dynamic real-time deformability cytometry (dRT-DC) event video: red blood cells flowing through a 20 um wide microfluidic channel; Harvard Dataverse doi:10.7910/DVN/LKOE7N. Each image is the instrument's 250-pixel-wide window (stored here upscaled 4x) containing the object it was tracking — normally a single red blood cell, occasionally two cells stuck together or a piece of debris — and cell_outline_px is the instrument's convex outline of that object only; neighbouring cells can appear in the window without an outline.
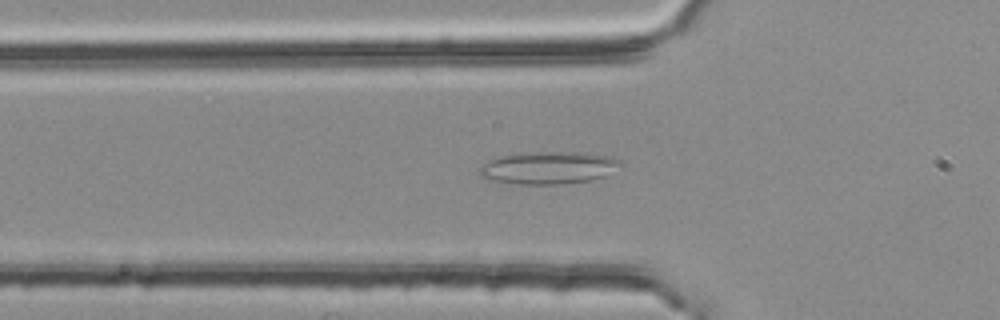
{"species": "common noctule bat (a hibernating species)", "species_latin": "Nyctalus noctula", "temperature_condition": "room temperature", "stored_images_in_passage": 37, "camera_frame_rate_fps": 3000, "um_per_image_px": 0.085, "animal": {"sex": "female", "body_mass_g": 25.1}, "frame": {"image": 1, "passage_image": 8, "time_ms": 2.333, "image_size_px": [1000, 320], "cell_outline_px": [[624, 164], [608, 176], [592, 180], [560, 184], [520, 184], [488, 180], [480, 176], [480, 168], [488, 160], [500, 156], [544, 152], [588, 152], [608, 156], [620, 160]], "centroid_in_image_um": [46.7, 14.27], "position_along_channel_um": 79.1, "area_um2": 26.76}}
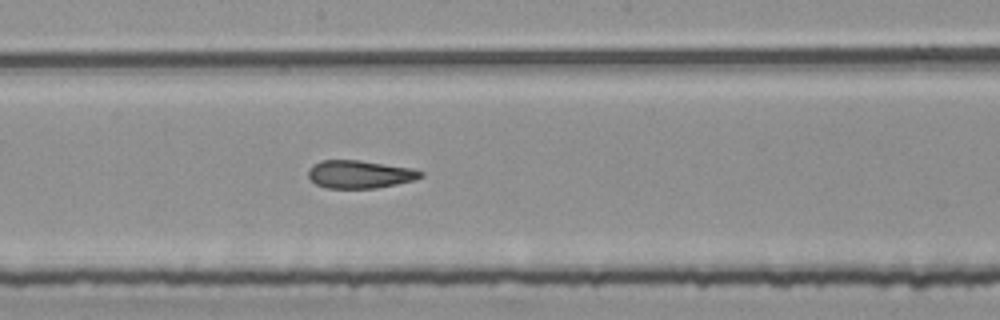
{"frame": {"image": 2, "passage_image": 19, "time_ms": 6.0, "image_size_px": [1000, 320], "cell_outline_px": [[424, 176], [412, 180], [396, 184], [376, 188], [328, 188], [316, 184], [308, 176], [308, 168], [312, 164], [320, 160], [360, 160], [412, 168], [424, 172]], "centroid_in_image_um": [30.56, 14.8], "position_along_channel_um": 217.6, "area_um2": 18.32}}
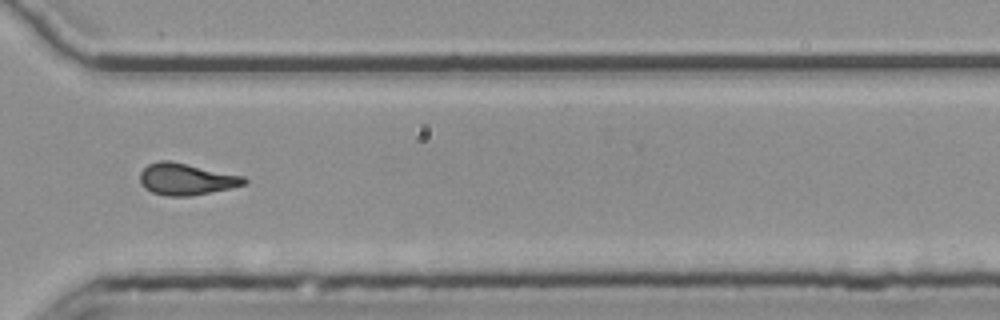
{"frame": {"image": 3, "passage_image": 30, "time_ms": 9.667, "image_size_px": [1000, 320], "cell_outline_px": [[248, 180], [244, 184], [232, 188], [188, 196], [168, 196], [152, 192], [144, 188], [140, 184], [140, 172], [148, 164], [160, 160], [172, 160], [244, 176]], "centroid_in_image_um": [15.81, 15.21], "position_along_channel_um": 354.8, "area_um2": 19.36}, "authors_computed_cell_mechanics": {"area_um2": 18.7272, "velocity_mm_per_s": 3.7521, "shape_relaxation_time_tau1_ms": null, "shape_relaxation_time_tau2_ms": 3.3369, "deformation_change_tau1": null, "deformation_change_tau2": 0.126}}